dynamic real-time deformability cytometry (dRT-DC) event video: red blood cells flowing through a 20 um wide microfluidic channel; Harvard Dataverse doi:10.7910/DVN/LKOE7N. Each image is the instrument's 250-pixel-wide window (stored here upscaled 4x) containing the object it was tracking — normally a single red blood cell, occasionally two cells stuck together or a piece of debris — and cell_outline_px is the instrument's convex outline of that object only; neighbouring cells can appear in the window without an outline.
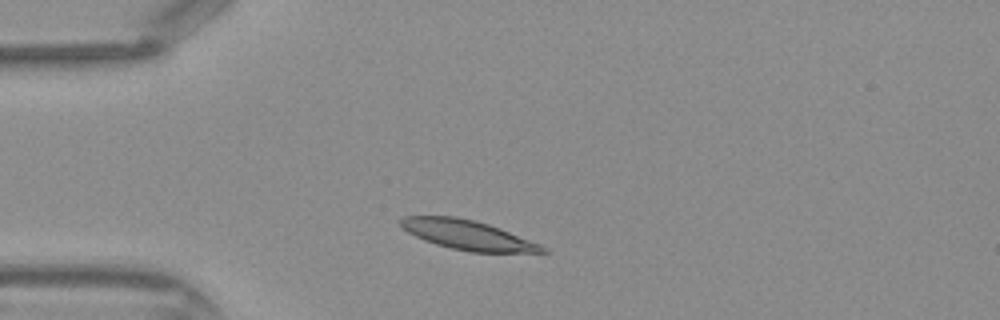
{"species": "Egyptian fruit bat (a non-hibernating species)", "species_latin": "Rousettus aegyptiacus", "temperature_condition": "warm", "stored_images_in_passage": 28, "camera_frame_rate_fps": 3000, "um_per_image_px": 0.085, "frame": {"image": 1, "passage_image": 1, "time_ms": 0.0, "image_size_px": [1000, 320], "cell_outline_px": [[548, 252], [472, 252], [452, 248], [436, 244], [424, 240], [408, 232], [396, 220], [404, 216], [456, 216], [476, 220], [500, 228], [540, 244], [548, 248]], "centroid_in_image_um": [39.74, 19.96], "position_along_channel_um": 45.3, "area_um2": 24.28}}
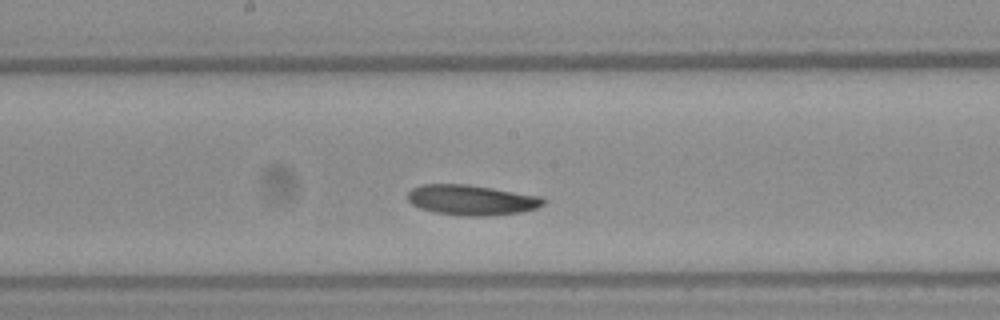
{"frame": {"image": 2, "passage_image": 13, "time_ms": 4.0, "image_size_px": [1000, 320], "cell_outline_px": [[544, 204], [536, 208], [520, 212], [488, 216], [460, 216], [436, 212], [420, 208], [412, 204], [408, 200], [408, 192], [412, 188], [420, 184], [468, 184], [544, 196]], "centroid_in_image_um": [40.09, 16.99], "position_along_channel_um": 208.1, "area_um2": 24.1}}
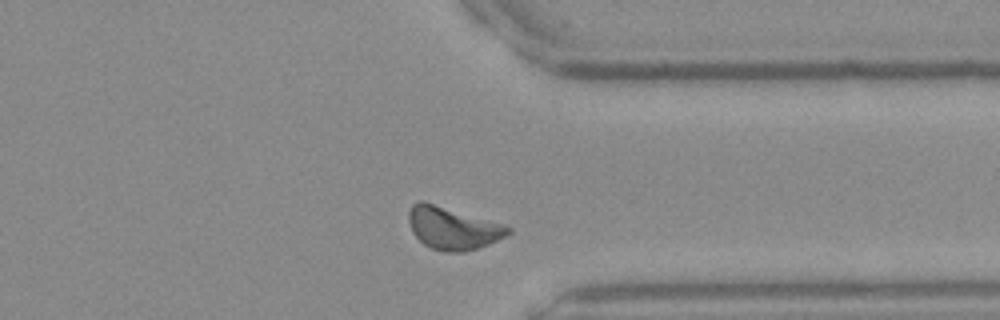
{"frame": {"image": 3, "passage_image": 24, "time_ms": 7.667, "image_size_px": [1000, 320], "cell_outline_px": [[512, 232], [488, 244], [464, 252], [444, 252], [432, 248], [424, 244], [412, 232], [408, 220], [408, 212], [412, 204], [420, 200], [424, 200], [504, 224], [512, 228]], "centroid_in_image_um": [38.46, 19.37], "position_along_channel_um": 372.9, "area_um2": 24.68}}